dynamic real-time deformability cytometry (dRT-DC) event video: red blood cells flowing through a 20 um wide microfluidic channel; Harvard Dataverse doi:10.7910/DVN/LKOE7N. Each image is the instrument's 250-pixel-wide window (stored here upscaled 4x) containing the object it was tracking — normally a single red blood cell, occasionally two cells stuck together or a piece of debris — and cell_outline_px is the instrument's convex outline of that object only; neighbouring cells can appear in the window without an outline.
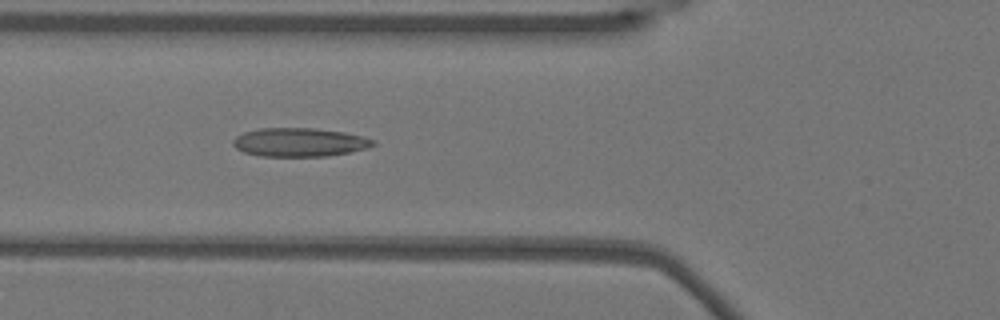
{"species": "Egyptian fruit bat (a non-hibernating species)", "species_latin": "Rousettus aegyptiacus", "temperature_condition": "warm", "stored_images_in_passage": 44, "camera_frame_rate_fps": 3000, "um_per_image_px": 0.085, "animal": {"sex": "female"}, "frame": {"image": 1, "passage_image": 12, "time_ms": 3.667, "image_size_px": [1000, 320], "cell_outline_px": [[376, 144], [368, 148], [328, 156], [260, 156], [244, 152], [236, 148], [232, 144], [232, 140], [236, 136], [244, 132], [260, 128], [316, 128], [344, 132], [376, 140]], "centroid_in_image_um": [25.45, 12.09], "position_along_channel_um": 100.4, "area_um2": 23.41}}
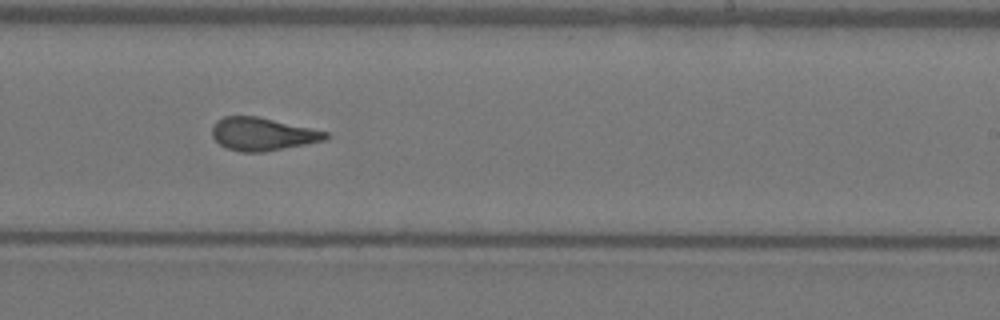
{"frame": {"image": 2, "passage_image": 25, "time_ms": 8.0, "image_size_px": [1000, 320], "cell_outline_px": [[332, 136], [324, 140], [264, 152], [240, 152], [228, 148], [220, 144], [212, 136], [212, 124], [216, 120], [224, 116], [256, 116], [328, 132]], "centroid_in_image_um": [22.28, 11.39], "position_along_channel_um": 266.7, "area_um2": 21.62}}
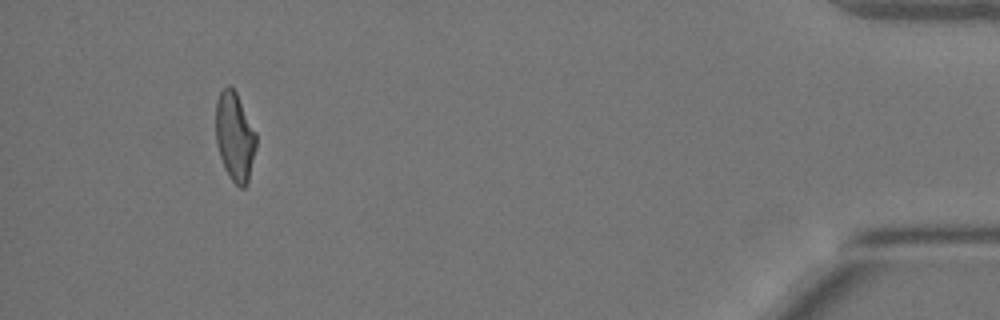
{"frame": {"image": 3, "passage_image": 42, "time_ms": 13.667, "image_size_px": [1000, 320], "cell_outline_px": [[256, 148], [248, 180], [244, 188], [240, 188], [232, 180], [224, 168], [216, 144], [216, 100], [220, 92], [228, 84], [236, 92], [256, 132]], "centroid_in_image_um": [19.95, 11.61], "position_along_channel_um": 415.3, "area_um2": 20.81}, "authors_computed_cell_mechanics": {"area_um2": 22.0796, "velocity_mm_per_s": 3.8389, "shape_relaxation_time_tau1_ms": null, "shape_relaxation_time_tau2_ms": 1.72, "deformation_change_tau1": null, "deformation_change_tau2": 0.1003}}